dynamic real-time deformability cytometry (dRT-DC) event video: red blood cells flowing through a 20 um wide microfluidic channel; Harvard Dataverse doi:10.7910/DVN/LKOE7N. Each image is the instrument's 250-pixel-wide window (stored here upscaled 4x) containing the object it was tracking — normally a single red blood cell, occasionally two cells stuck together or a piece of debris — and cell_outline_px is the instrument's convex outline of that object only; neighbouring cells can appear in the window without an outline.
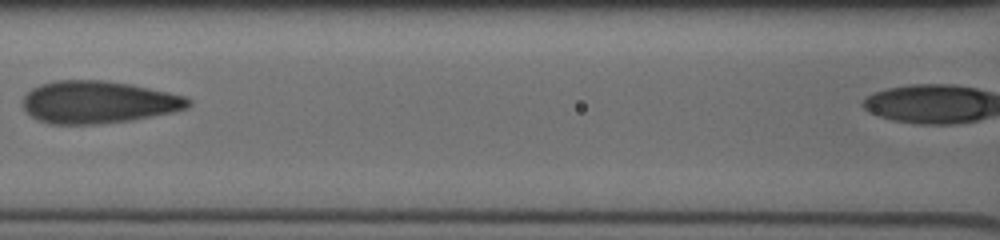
{"species": "human", "species_latin": "Homo sapiens", "temperature_condition": "cold", "stored_images_in_passage": 13, "segment_of_instrument_passage": [1, 2], "camera_frame_rate_fps": 3000, "um_per_image_px": 0.085, "donor": {"sex": "male"}, "frame": {"image": 1, "passage_image": 9, "time_ms": 6.667, "image_size_px": [1000, 240], "cell_outline_px": [[192, 104], [188, 108], [172, 112], [132, 120], [96, 124], [48, 124], [36, 120], [20, 104], [24, 96], [32, 88], [40, 84], [56, 80], [104, 80], [132, 84], [168, 92], [184, 96], [192, 100]], "centroid_in_image_um": [8.34, 8.68], "position_along_channel_um": 158.3, "area_um2": 41.15}}
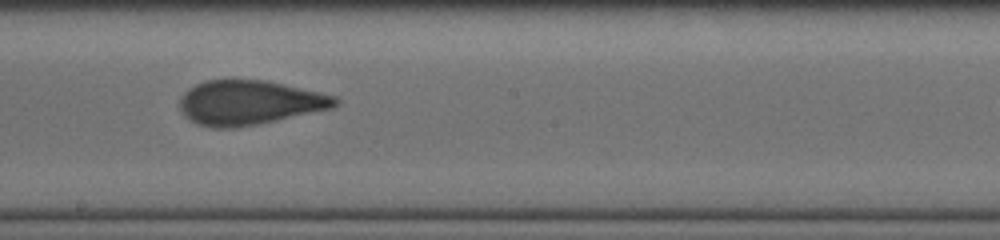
{"frame": {"image": 2, "passage_image": 11, "time_ms": 8.333, "image_size_px": [1000, 240], "cell_outline_px": [[340, 104], [332, 108], [276, 120], [236, 128], [212, 128], [196, 124], [184, 116], [180, 112], [180, 100], [184, 92], [188, 88], [196, 84], [208, 80], [268, 80], [336, 96], [340, 100]], "centroid_in_image_um": [21.18, 8.72], "position_along_channel_um": 227.0, "area_um2": 40.34}}